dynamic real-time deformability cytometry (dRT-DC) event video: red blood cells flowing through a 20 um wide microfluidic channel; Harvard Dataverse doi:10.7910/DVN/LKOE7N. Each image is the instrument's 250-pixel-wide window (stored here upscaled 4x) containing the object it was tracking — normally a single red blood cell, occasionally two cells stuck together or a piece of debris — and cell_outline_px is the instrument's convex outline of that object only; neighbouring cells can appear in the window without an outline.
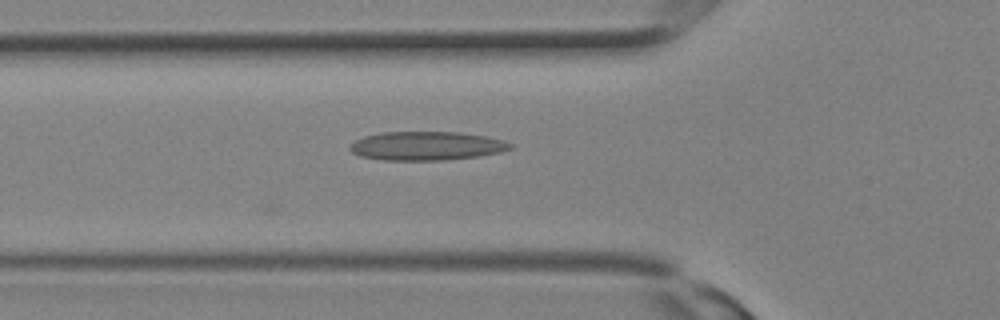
{"species": "Egyptian fruit bat (a non-hibernating species)", "species_latin": "Rousettus aegyptiacus", "temperature_condition": "room temperature", "stored_images_in_passage": 9, "camera_frame_rate_fps": 3000, "um_per_image_px": 0.085, "animal": {"sex": "female"}, "frame": {"image": 1, "passage_image": 3, "time_ms": 0.667, "image_size_px": [1000, 320], "cell_outline_px": [[512, 148], [500, 152], [476, 156], [444, 160], [384, 160], [360, 156], [352, 152], [348, 148], [356, 140], [364, 136], [384, 132], [456, 132], [484, 136], [500, 140], [512, 144]], "centroid_in_image_um": [36.21, 12.4], "position_along_channel_um": 89.6, "area_um2": 26.53}}
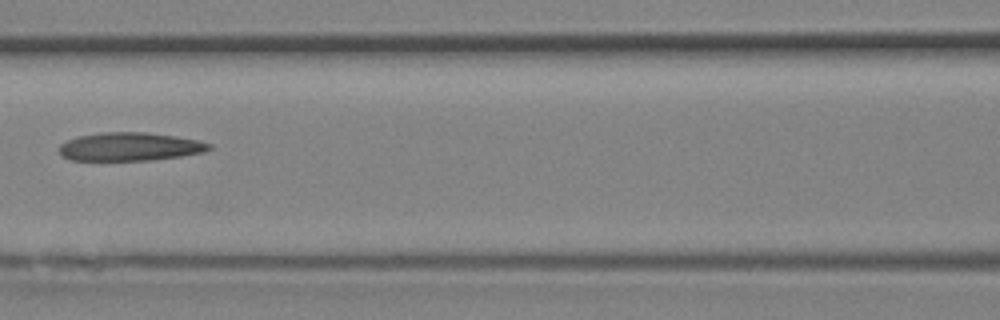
{"frame": {"image": 2, "passage_image": 6, "time_ms": 1.667, "image_size_px": [1000, 320], "cell_outline_px": [[212, 148], [204, 152], [180, 156], [152, 160], [72, 160], [64, 156], [60, 152], [60, 144], [68, 140], [80, 136], [100, 132], [144, 132], [176, 136], [200, 140], [212, 144]], "centroid_in_image_um": [11.09, 12.46], "position_along_channel_um": 155.5, "area_um2": 24.68}}
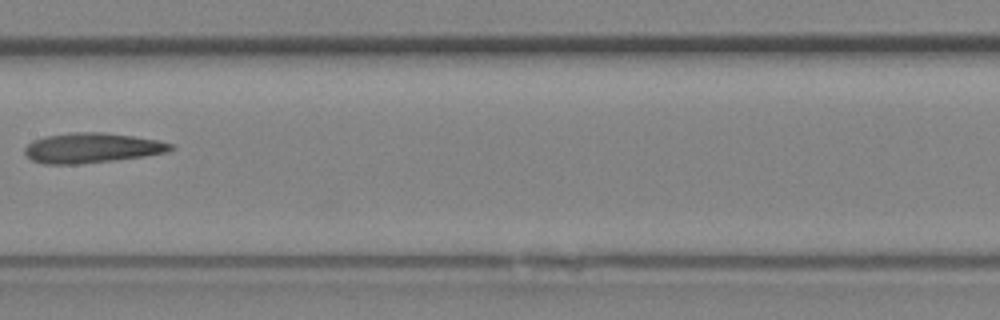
{"frame": {"image": 3, "passage_image": 8, "time_ms": 2.333, "image_size_px": [1000, 320], "cell_outline_px": [[176, 148], [168, 152], [144, 156], [80, 164], [44, 164], [32, 160], [24, 152], [24, 148], [32, 140], [44, 136], [72, 132], [104, 132], [132, 136], [156, 140], [172, 144]], "centroid_in_image_um": [7.79, 12.57], "position_along_channel_um": 199.6, "area_um2": 25.49}}